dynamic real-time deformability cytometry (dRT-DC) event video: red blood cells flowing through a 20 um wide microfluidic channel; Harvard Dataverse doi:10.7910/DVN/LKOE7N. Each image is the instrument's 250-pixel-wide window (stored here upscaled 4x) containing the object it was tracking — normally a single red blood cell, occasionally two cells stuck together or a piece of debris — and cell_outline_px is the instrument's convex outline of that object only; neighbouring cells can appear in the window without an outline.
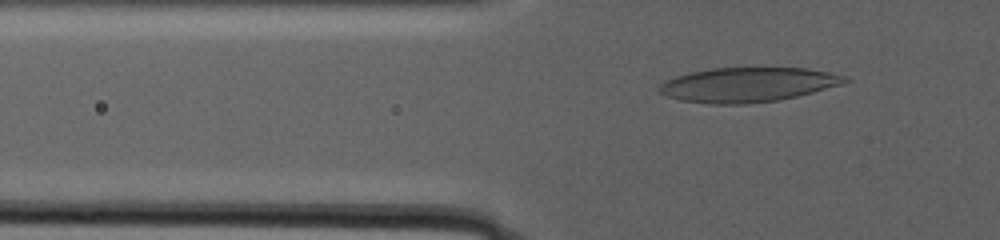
{"species": "human", "species_latin": "Homo sapiens", "temperature_condition": "warm", "stored_images_in_passage": 57, "camera_frame_rate_fps": 3000, "um_per_image_px": 0.085, "donor": {"sex": "male"}, "frame": {"image": 1, "passage_image": 24, "time_ms": 8.333, "image_size_px": [1000, 240], "cell_outline_px": [[852, 80], [840, 84], [812, 92], [780, 100], [748, 104], [712, 104], [680, 100], [668, 96], [660, 92], [656, 88], [664, 80], [688, 72], [712, 68], [804, 68], [828, 72], [848, 76]], "centroid_in_image_um": [63.53, 7.2], "position_along_channel_um": 62.3, "area_um2": 37.4}}
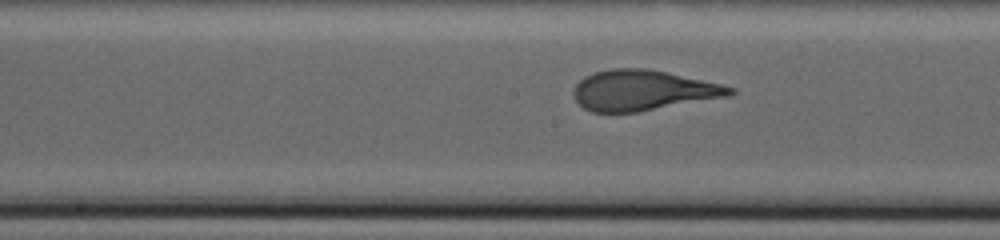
{"frame": {"image": 2, "passage_image": 42, "time_ms": 15.333, "image_size_px": [1000, 240], "cell_outline_px": [[736, 92], [728, 96], [636, 112], [592, 112], [584, 108], [576, 100], [572, 92], [576, 84], [584, 76], [596, 72], [612, 68], [648, 68], [720, 84], [736, 88]], "centroid_in_image_um": [54.62, 7.67], "position_along_channel_um": 193.6, "area_um2": 36.47}}
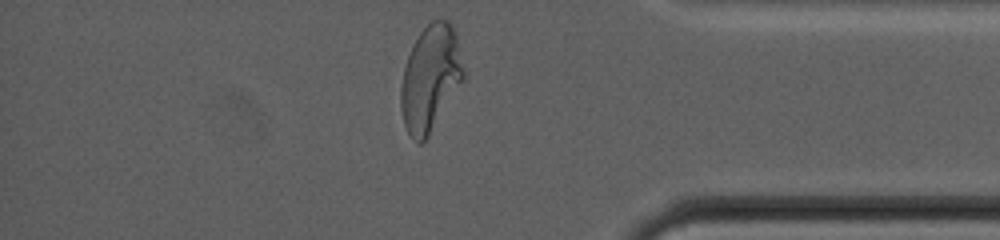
{"frame": {"image": 3, "passage_image": 56, "time_ms": 25.667, "image_size_px": [1000, 240], "cell_outline_px": [[464, 80], [428, 136], [420, 144], [412, 140], [404, 124], [400, 108], [400, 88], [404, 68], [408, 56], [420, 32], [432, 20], [448, 20], [452, 24], [456, 36], [464, 68]], "centroid_in_image_um": [36.58, 6.67], "position_along_channel_um": 398.6, "area_um2": 38.44}, "authors_computed_cell_mechanics": {"area_um2": 37.281, "velocity_mm_per_s": 2.1198, "shape_relaxation_time_tau1_ms": 10.011, "shape_relaxation_time_tau2_ms": null, "deformation_change_tau1": 0.2707, "deformation_change_tau2": null}}